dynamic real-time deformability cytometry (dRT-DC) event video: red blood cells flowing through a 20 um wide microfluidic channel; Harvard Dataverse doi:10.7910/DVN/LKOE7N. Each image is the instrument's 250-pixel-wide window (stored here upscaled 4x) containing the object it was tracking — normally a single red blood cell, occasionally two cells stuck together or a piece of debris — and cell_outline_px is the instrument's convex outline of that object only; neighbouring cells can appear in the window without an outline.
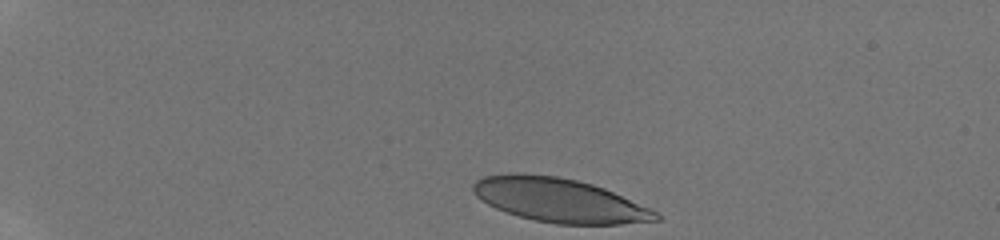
{"species": "human", "species_latin": "Homo sapiens", "temperature_condition": "room temperature", "stored_images_in_passage": 43, "camera_frame_rate_fps": 3000, "um_per_image_px": 0.085, "donor": {"sex": "male"}, "frame": {"image": 1, "passage_image": 1, "time_ms": 0.0, "image_size_px": [1000, 240], "cell_outline_px": [[660, 220], [620, 224], [556, 224], [536, 220], [520, 216], [496, 208], [480, 200], [472, 192], [472, 184], [476, 180], [484, 176], [516, 172], [520, 172], [556, 176], [576, 180], [592, 184], [604, 188], [648, 208], [656, 212], [660, 216]], "centroid_in_image_um": [47.48, 17.0], "position_along_channel_um": 37.5, "area_um2": 46.53}}
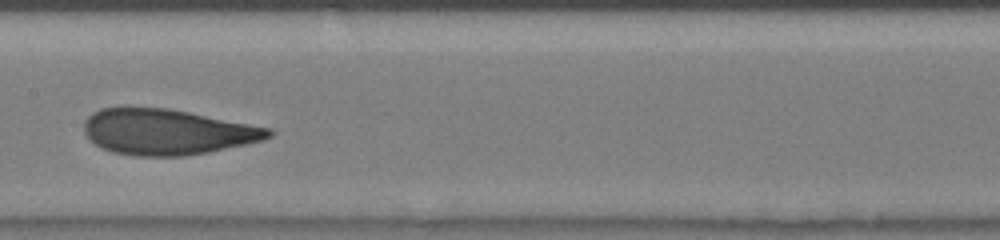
{"frame": {"image": 2, "passage_image": 21, "time_ms": 6.0, "image_size_px": [1000, 240], "cell_outline_px": [[276, 132], [272, 136], [264, 140], [208, 152], [184, 156], [136, 156], [112, 152], [100, 148], [84, 132], [84, 120], [92, 112], [100, 108], [168, 108], [272, 128]], "centroid_in_image_um": [14.22, 11.21], "position_along_channel_um": 193.2, "area_um2": 49.07}}
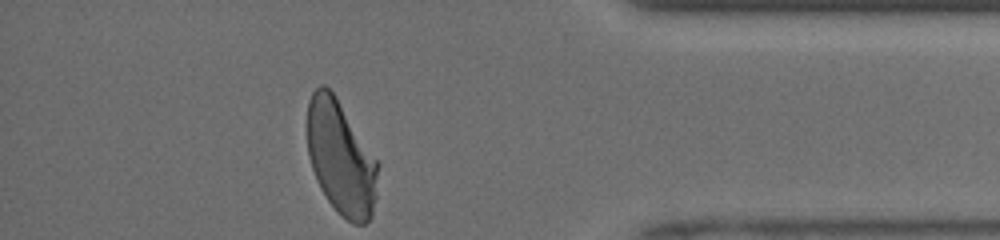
{"frame": {"image": 3, "passage_image": 43, "time_ms": 11.667, "image_size_px": [1000, 240], "cell_outline_px": [[380, 164], [376, 196], [372, 216], [364, 224], [352, 224], [336, 212], [320, 188], [316, 180], [308, 156], [308, 100], [312, 92], [320, 84], [324, 84], [336, 96], [380, 160]], "centroid_in_image_um": [29.02, 13.42], "position_along_channel_um": 406.2, "area_um2": 47.86}, "authors_computed_cell_mechanics": {"area_um2": 48.3208, "velocity_mm_per_s": 4.1195, "shape_relaxation_time_tau1_ms": 4.6283, "shape_relaxation_time_tau2_ms": 0.8639, "deformation_change_tau1": 0.1931, "deformation_change_tau2": 0.0693}}